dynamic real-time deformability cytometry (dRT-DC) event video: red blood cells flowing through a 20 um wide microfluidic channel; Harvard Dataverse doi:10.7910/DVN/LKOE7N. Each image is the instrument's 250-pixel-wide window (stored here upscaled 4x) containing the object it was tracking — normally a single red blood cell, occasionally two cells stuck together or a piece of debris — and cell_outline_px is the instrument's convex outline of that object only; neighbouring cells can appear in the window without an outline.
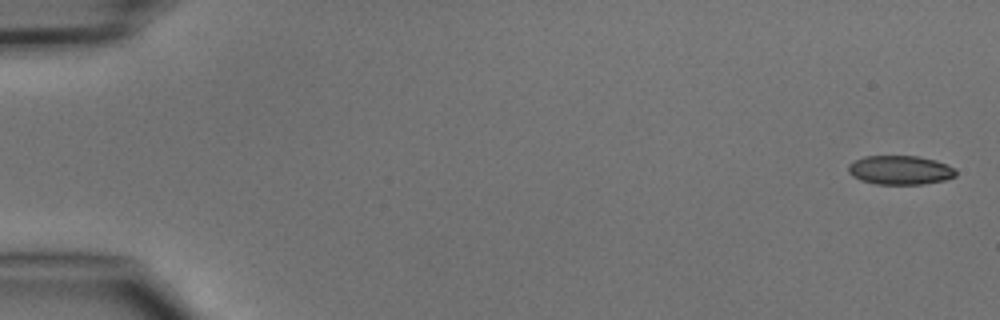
{"species": "common noctule bat (a hibernating species)", "species_latin": "Nyctalus noctula", "temperature_condition": "cold", "stored_images_in_passage": 5, "camera_frame_rate_fps": 3000, "um_per_image_px": 0.085, "animal": {"sex": "male", "body_mass_g": 15.6}, "frame": {"image": 1, "passage_image": 1, "time_ms": 0.0, "image_size_px": [1000, 320], "cell_outline_px": [[956, 176], [944, 180], [924, 184], [876, 184], [860, 180], [852, 176], [848, 172], [848, 164], [864, 156], [916, 156], [936, 160], [956, 168]], "centroid_in_image_um": [76.51, 14.46], "position_along_channel_um": 8.5, "area_um2": 18.26}}
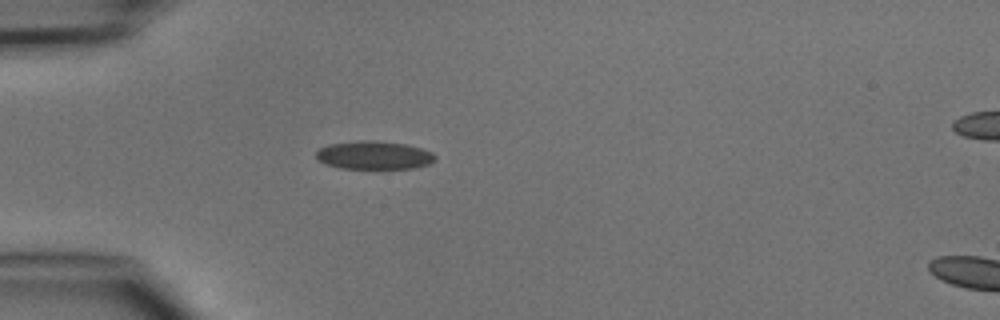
{"frame": {"image": 2, "passage_image": 4, "time_ms": 4.333, "image_size_px": [1000, 320], "cell_outline_px": [[436, 160], [428, 164], [416, 168], [340, 168], [324, 164], [316, 160], [316, 152], [320, 148], [328, 144], [360, 140], [376, 140], [404, 144], [420, 148], [432, 152], [436, 156]], "centroid_in_image_um": [31.76, 13.19], "position_along_channel_um": 53.2, "area_um2": 19.71}}